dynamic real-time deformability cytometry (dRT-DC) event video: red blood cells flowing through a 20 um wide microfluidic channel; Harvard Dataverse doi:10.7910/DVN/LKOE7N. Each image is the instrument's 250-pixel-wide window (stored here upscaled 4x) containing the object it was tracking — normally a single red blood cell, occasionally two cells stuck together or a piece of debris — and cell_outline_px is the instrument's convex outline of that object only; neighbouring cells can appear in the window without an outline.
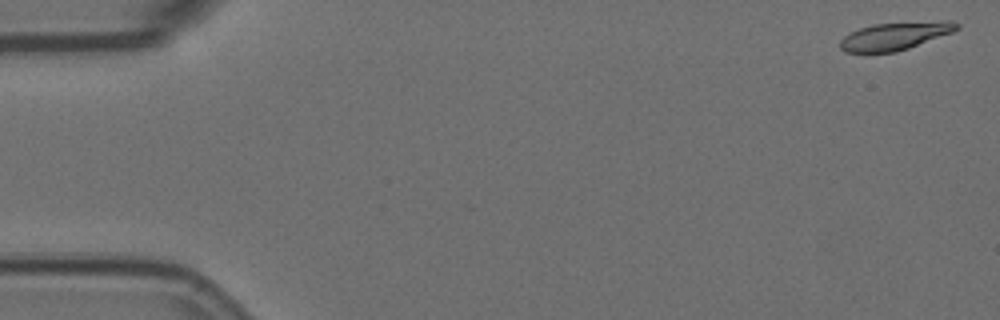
{"species": "Egyptian fruit bat (a non-hibernating species)", "species_latin": "Rousettus aegyptiacus", "temperature_condition": "room temperature", "stored_images_in_passage": 4, "camera_frame_rate_fps": 3000, "um_per_image_px": 0.085, "animal": {"sex": "female"}, "frame": {"image": 1, "passage_image": 1, "time_ms": 0.0, "image_size_px": [1000, 320], "cell_outline_px": [[960, 28], [952, 32], [908, 48], [896, 52], [844, 52], [840, 48], [840, 40], [844, 36], [860, 28], [872, 24], [944, 20], [960, 24]], "centroid_in_image_um": [76.07, 3.05], "position_along_channel_um": 8.9, "area_um2": 18.73}}
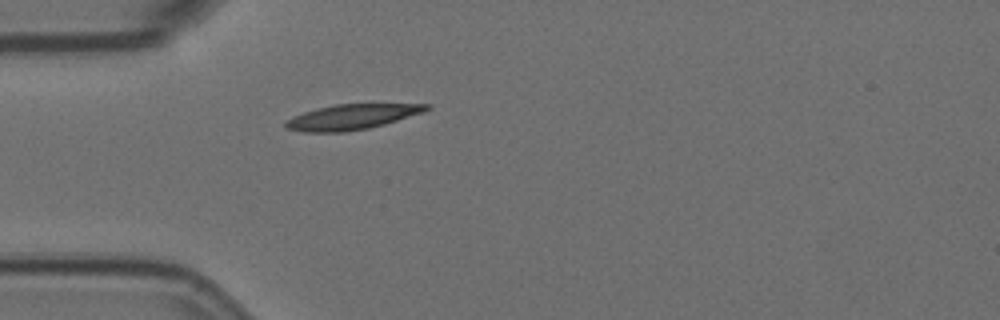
{"frame": {"image": 2, "passage_image": 4, "time_ms": 1.0, "image_size_px": [1000, 320], "cell_outline_px": [[432, 108], [424, 112], [384, 124], [368, 128], [344, 132], [304, 132], [288, 128], [284, 124], [292, 116], [316, 108], [336, 104], [432, 104]], "centroid_in_image_um": [29.93, 9.93], "position_along_channel_um": 55.1, "area_um2": 20.58}}